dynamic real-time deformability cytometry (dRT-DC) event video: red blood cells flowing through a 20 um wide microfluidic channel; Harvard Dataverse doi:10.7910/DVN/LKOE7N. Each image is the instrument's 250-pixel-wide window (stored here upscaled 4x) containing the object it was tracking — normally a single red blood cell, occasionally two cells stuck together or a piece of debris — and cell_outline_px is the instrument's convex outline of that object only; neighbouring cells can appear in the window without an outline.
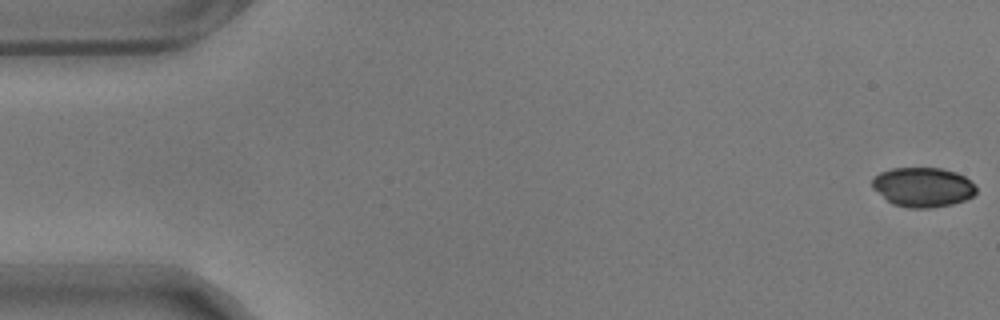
{"species": "common noctule bat (a hibernating species)", "species_latin": "Nyctalus noctula", "temperature_condition": "warm", "stored_images_in_passage": 16, "camera_frame_rate_fps": 3000, "um_per_image_px": 0.085, "animal": {"sex": "male", "body_mass_g": 17.9}, "frame": {"image": 1, "passage_image": 1, "time_ms": 0.0, "image_size_px": [1000, 320], "cell_outline_px": [[976, 192], [972, 196], [964, 200], [952, 204], [932, 208], [908, 208], [892, 204], [872, 188], [872, 176], [880, 172], [892, 168], [940, 168], [956, 172], [964, 176], [976, 188]], "centroid_in_image_um": [78.4, 15.91], "position_along_channel_um": 6.6, "area_um2": 23.99}}
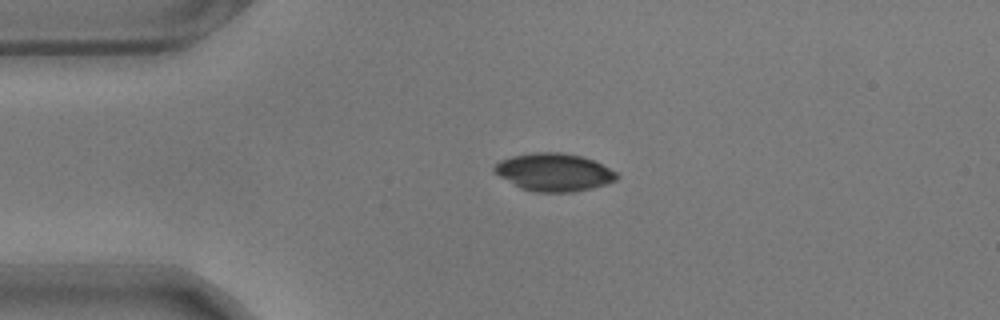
{"frame": {"image": 2, "passage_image": 13, "time_ms": 4.0, "image_size_px": [1000, 320], "cell_outline_px": [[620, 176], [616, 180], [604, 184], [572, 192], [536, 192], [520, 188], [492, 172], [492, 168], [500, 160], [512, 156], [536, 152], [560, 152], [580, 156], [592, 160], [616, 172]], "centroid_in_image_um": [47.03, 14.64], "position_along_channel_um": 38.0, "area_um2": 26.7}}